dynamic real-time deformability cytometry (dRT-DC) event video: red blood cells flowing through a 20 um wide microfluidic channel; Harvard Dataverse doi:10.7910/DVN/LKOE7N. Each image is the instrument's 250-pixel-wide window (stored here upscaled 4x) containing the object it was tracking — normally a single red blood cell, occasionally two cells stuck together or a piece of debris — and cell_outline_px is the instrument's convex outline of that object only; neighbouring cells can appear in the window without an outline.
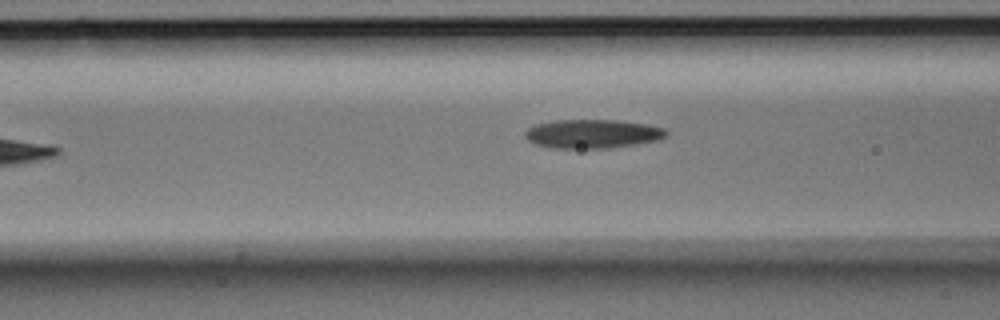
{"species": "Egyptian fruit bat (a non-hibernating species)", "species_latin": "Rousettus aegyptiacus", "temperature_condition": "room temperature", "stored_images_in_passage": 15, "camera_frame_rate_fps": 3000, "um_per_image_px": 0.085, "animal": {"sex": "male"}, "frame": {"image": 1, "passage_image": 6, "time_ms": 1.667, "image_size_px": [1000, 320], "cell_outline_px": [[668, 136], [656, 140], [608, 148], [552, 148], [536, 144], [528, 140], [524, 136], [524, 132], [528, 128], [536, 124], [556, 120], [616, 120], [648, 124], [664, 128], [668, 132]], "centroid_in_image_um": [50.35, 11.37], "position_along_channel_um": 116.3, "area_um2": 23.64}}
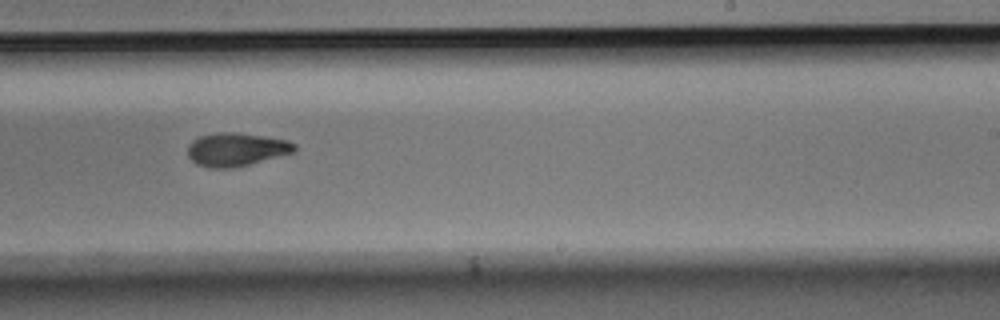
{"frame": {"image": 2, "passage_image": 10, "time_ms": 3.0, "image_size_px": [1000, 320], "cell_outline_px": [[296, 148], [292, 152], [248, 164], [232, 168], [208, 168], [196, 164], [188, 156], [188, 144], [192, 140], [200, 136], [220, 132], [232, 132], [288, 140], [296, 144]], "centroid_in_image_um": [20.02, 12.7], "position_along_channel_um": 269.0, "area_um2": 20.4}}
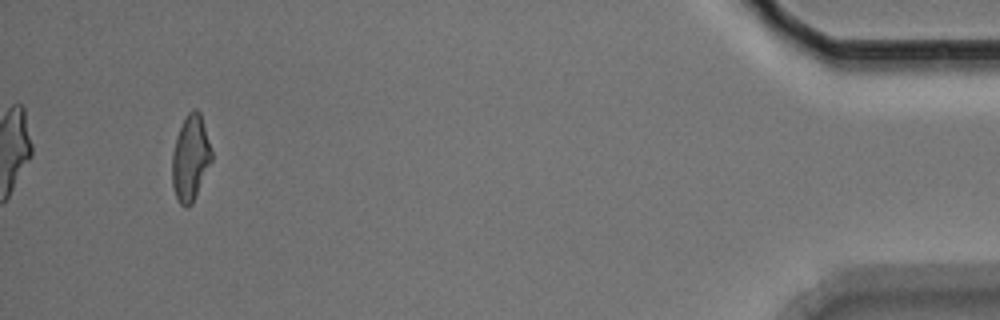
{"frame": {"image": 3, "passage_image": 15, "time_ms": 4.667, "image_size_px": [1000, 320], "cell_outline_px": [[212, 160], [192, 204], [184, 208], [180, 204], [176, 196], [172, 184], [172, 152], [176, 136], [188, 112], [196, 108], [200, 112], [212, 152]], "centroid_in_image_um": [16.18, 13.44], "position_along_channel_um": 419.0, "area_um2": 19.54}}